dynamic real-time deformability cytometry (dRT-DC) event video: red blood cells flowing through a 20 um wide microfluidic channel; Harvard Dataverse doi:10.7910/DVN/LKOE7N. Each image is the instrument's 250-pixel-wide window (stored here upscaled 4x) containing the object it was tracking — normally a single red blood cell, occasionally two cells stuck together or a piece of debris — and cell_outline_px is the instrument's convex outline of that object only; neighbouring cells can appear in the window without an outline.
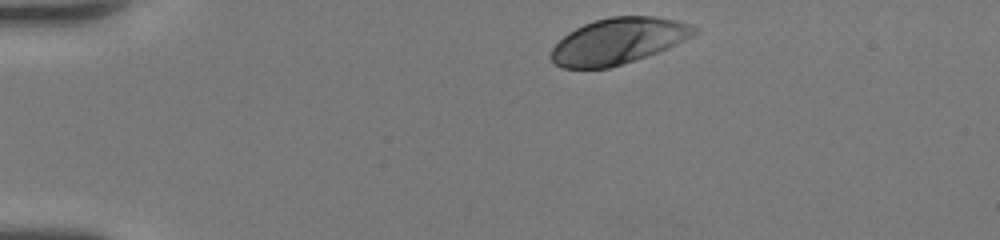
{"species": "human", "species_latin": "Homo sapiens", "temperature_condition": "room temperature", "stored_images_in_passage": 33, "camera_frame_rate_fps": 3000, "um_per_image_px": 0.085, "donor": {"sex": "female"}, "frame": {"image": 1, "passage_image": 1, "time_ms": 0.0, "image_size_px": [1000, 240], "cell_outline_px": [[700, 32], [668, 48], [608, 68], [564, 68], [556, 64], [548, 56], [552, 48], [568, 32], [584, 24], [596, 20], [612, 16], [656, 16], [676, 20], [700, 28]], "centroid_in_image_um": [52.55, 3.47], "position_along_channel_um": 32.4, "area_um2": 38.09}}
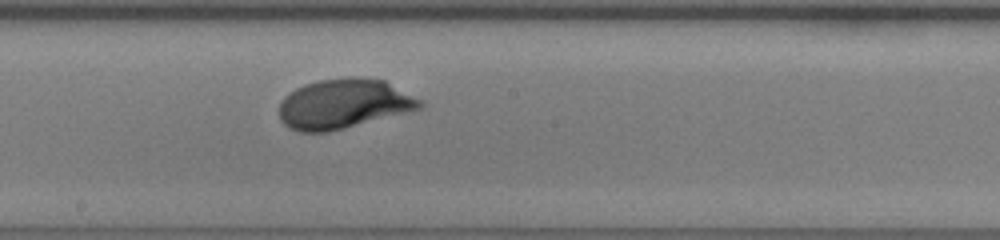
{"frame": {"image": 2, "passage_image": 19, "time_ms": 6.0, "image_size_px": [1000, 240], "cell_outline_px": [[424, 104], [420, 108], [344, 128], [328, 132], [300, 132], [288, 128], [280, 120], [280, 100], [284, 96], [296, 88], [304, 84], [320, 80], [348, 76], [352, 76], [384, 80], [420, 100]], "centroid_in_image_um": [29.14, 8.82], "position_along_channel_um": 219.1, "area_um2": 40.4}}
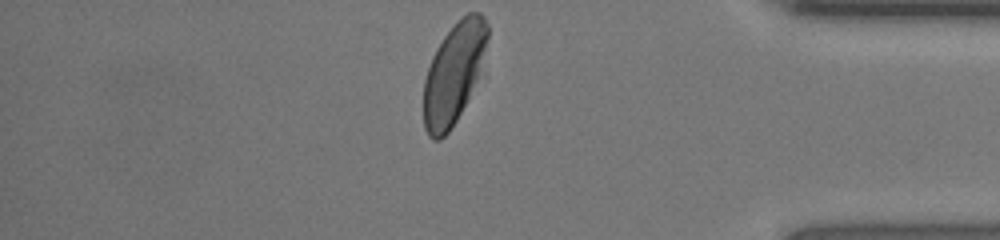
{"frame": {"image": 3, "passage_image": 33, "time_ms": 10.667, "image_size_px": [1000, 240], "cell_outline_px": [[488, 36], [476, 76], [468, 96], [456, 120], [448, 132], [440, 140], [432, 140], [428, 136], [424, 128], [424, 80], [432, 56], [436, 48], [444, 36], [468, 12], [480, 12], [484, 16], [488, 24]], "centroid_in_image_um": [38.52, 6.24], "position_along_channel_um": 396.7, "area_um2": 36.18}, "authors_computed_cell_mechanics": {"area_um2": 39.8242, "velocity_mm_per_s": 4.3031, "shape_relaxation_time_tau1_ms": 2.3407, "shape_relaxation_time_tau2_ms": null, "deformation_change_tau1": 0.1366, "deformation_change_tau2": null}}